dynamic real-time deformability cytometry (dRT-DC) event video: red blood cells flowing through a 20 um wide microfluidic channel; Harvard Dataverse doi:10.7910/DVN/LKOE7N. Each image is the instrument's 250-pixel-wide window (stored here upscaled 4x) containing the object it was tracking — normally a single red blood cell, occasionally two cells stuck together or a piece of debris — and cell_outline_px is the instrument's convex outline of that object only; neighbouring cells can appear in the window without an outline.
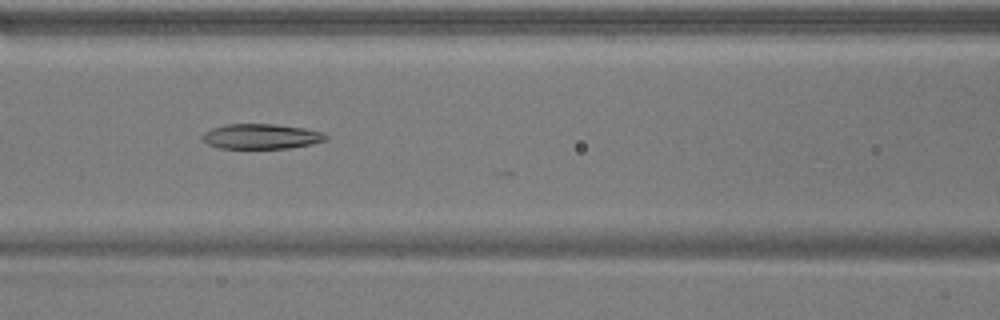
{"species": "common noctule bat (a hibernating species)", "species_latin": "Nyctalus noctula", "temperature_condition": "warm", "stored_images_in_passage": 42, "camera_frame_rate_fps": 3000, "um_per_image_px": 0.085, "animal": {"sex": "male", "body_mass_g": 17.9}, "frame": {"image": 1, "passage_image": 20, "time_ms": 6.333, "image_size_px": [1000, 320], "cell_outline_px": [[328, 140], [312, 144], [288, 148], [220, 148], [208, 144], [200, 140], [200, 136], [204, 132], [212, 128], [224, 124], [276, 124], [304, 128], [320, 132], [328, 136]], "centroid_in_image_um": [22.17, 11.59], "position_along_channel_um": 144.4, "area_um2": 18.15}}
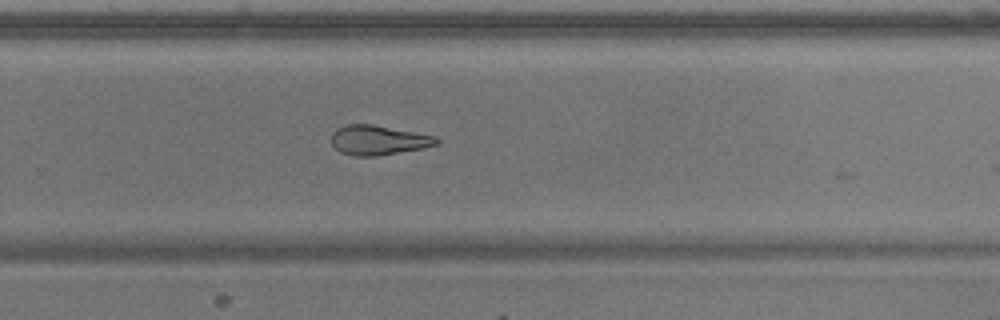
{"frame": {"image": 2, "passage_image": 32, "time_ms": 10.333, "image_size_px": [1000, 320], "cell_outline_px": [[440, 140], [436, 144], [424, 148], [376, 156], [352, 156], [340, 152], [332, 144], [332, 132], [336, 128], [348, 124], [372, 124], [436, 136]], "centroid_in_image_um": [32.14, 11.91], "position_along_channel_um": 297.7, "area_um2": 18.15}}
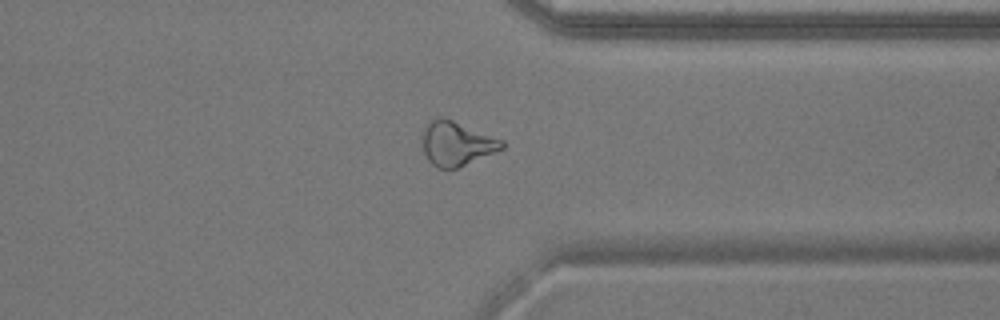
{"frame": {"image": 3, "passage_image": 38, "time_ms": 12.333, "image_size_px": [1000, 320], "cell_outline_px": [[504, 148], [456, 168], [436, 168], [428, 160], [424, 152], [424, 128], [428, 120], [440, 116], [452, 120], [504, 140]], "centroid_in_image_um": [38.8, 12.19], "position_along_channel_um": 372.6, "area_um2": 20.17}, "authors_computed_cell_mechanics": {"area_um2": 18.3804, "velocity_mm_per_s": 3.8396, "shape_relaxation_time_tau1_ms": null, "shape_relaxation_time_tau2_ms": 2.9918, "deformation_change_tau1": null, "deformation_change_tau2": 0.1271}}